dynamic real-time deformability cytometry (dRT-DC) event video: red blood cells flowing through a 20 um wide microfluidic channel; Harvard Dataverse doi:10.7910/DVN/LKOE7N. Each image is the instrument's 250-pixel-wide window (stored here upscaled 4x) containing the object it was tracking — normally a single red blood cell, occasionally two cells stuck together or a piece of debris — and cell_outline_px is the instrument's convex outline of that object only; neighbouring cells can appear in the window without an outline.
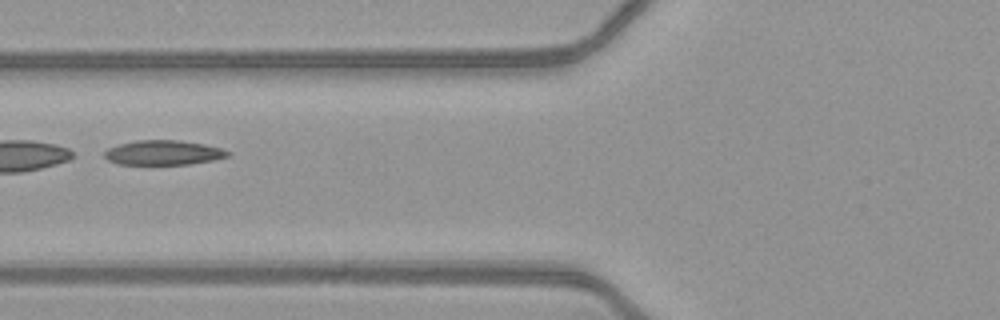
{"species": "common noctule bat (a hibernating species)", "species_latin": "Nyctalus noctula", "temperature_condition": "warm", "stored_images_in_passage": 40, "segment_of_instrument_passage": [2, 2], "camera_frame_rate_fps": 3000, "um_per_image_px": 0.085, "animal": {"sex": "female", "body_mass_g": 21.9}, "frame": {"image": 1, "passage_image": 11, "time_ms": 3.333, "image_size_px": [1000, 320], "cell_outline_px": [[232, 152], [228, 156], [212, 160], [188, 164], [116, 164], [108, 160], [104, 156], [104, 152], [108, 148], [120, 144], [136, 140], [180, 140], [204, 144], [220, 148]], "centroid_in_image_um": [13.87, 12.97], "position_along_channel_um": 111.9, "area_um2": 17.63}}
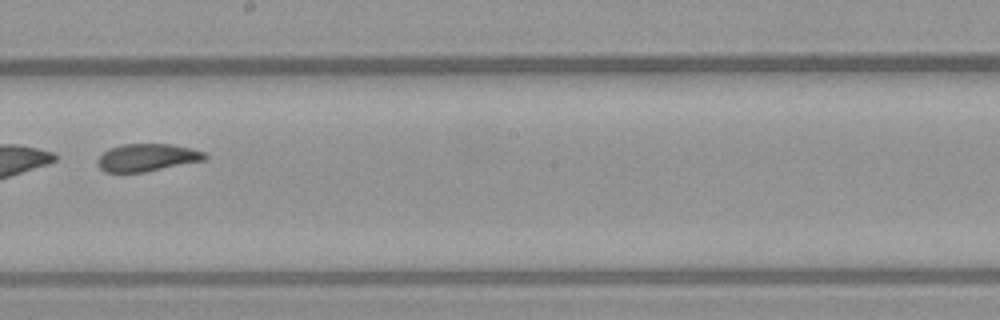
{"frame": {"image": 2, "passage_image": 20, "time_ms": 6.333, "image_size_px": [1000, 320], "cell_outline_px": [[208, 156], [204, 160], [144, 172], [104, 172], [96, 164], [96, 160], [108, 148], [124, 144], [172, 144], [204, 152]], "centroid_in_image_um": [12.46, 13.39], "position_along_channel_um": 235.7, "area_um2": 17.11}}
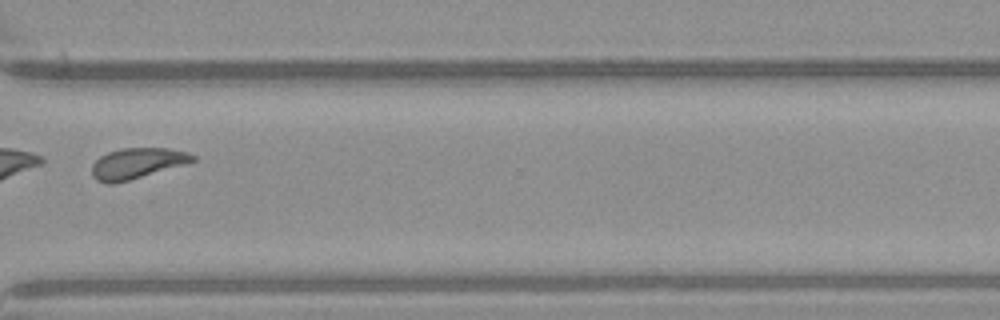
{"frame": {"image": 3, "passage_image": 29, "time_ms": 9.333, "image_size_px": [1000, 320], "cell_outline_px": [[196, 160], [184, 164], [116, 184], [108, 184], [96, 180], [92, 176], [92, 164], [100, 156], [108, 152], [120, 148], [168, 148], [188, 152], [196, 156]], "centroid_in_image_um": [11.62, 13.88], "position_along_channel_um": 359.0, "area_um2": 18.03}}